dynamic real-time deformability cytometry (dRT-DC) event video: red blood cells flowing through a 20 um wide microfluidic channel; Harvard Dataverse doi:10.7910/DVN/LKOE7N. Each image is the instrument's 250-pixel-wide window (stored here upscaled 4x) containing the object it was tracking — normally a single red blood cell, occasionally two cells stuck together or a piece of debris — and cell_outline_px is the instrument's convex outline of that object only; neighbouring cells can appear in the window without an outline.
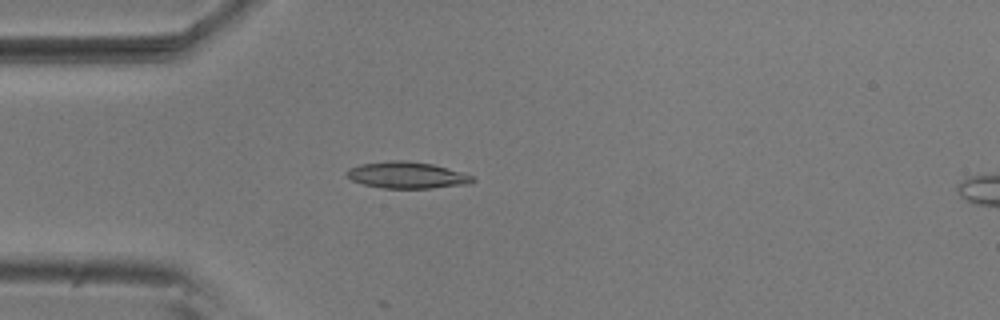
{"species": "common noctule bat (a hibernating species)", "species_latin": "Nyctalus noctula", "temperature_condition": "room temperature", "stored_images_in_passage": 6, "camera_frame_rate_fps": 3000, "um_per_image_px": 0.085, "animal": {"sex": "male", "body_mass_g": 20.5, "forearm_length_mm": 52.5}, "frame": {"image": 1, "passage_image": 3, "time_ms": 0.667, "image_size_px": [1000, 320], "cell_outline_px": [[476, 180], [472, 184], [432, 188], [384, 188], [364, 184], [352, 180], [344, 172], [348, 168], [360, 164], [388, 160], [404, 160], [432, 164], [460, 172], [472, 176]], "centroid_in_image_um": [34.58, 14.88], "position_along_channel_um": 50.4, "area_um2": 19.48}}
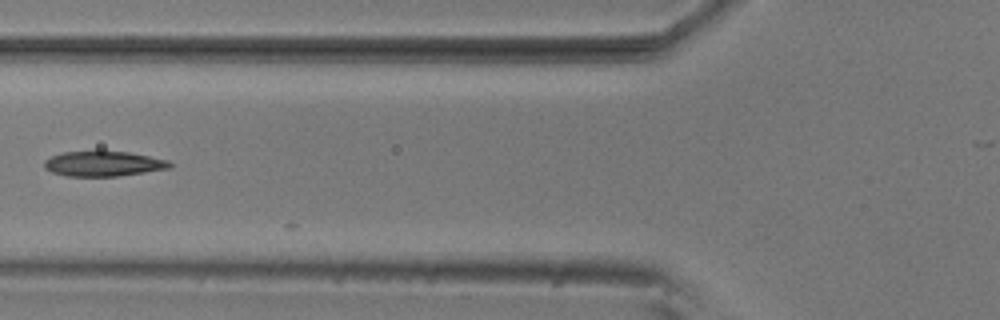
{"frame": {"image": 2, "passage_image": 5, "time_ms": 1.333, "image_size_px": [1000, 320], "cell_outline_px": [[172, 168], [120, 176], [68, 176], [52, 172], [44, 168], [44, 160], [60, 152], [96, 148], [128, 152], [168, 160], [172, 164]], "centroid_in_image_um": [8.76, 13.87], "position_along_channel_um": 117.0, "area_um2": 19.19}}